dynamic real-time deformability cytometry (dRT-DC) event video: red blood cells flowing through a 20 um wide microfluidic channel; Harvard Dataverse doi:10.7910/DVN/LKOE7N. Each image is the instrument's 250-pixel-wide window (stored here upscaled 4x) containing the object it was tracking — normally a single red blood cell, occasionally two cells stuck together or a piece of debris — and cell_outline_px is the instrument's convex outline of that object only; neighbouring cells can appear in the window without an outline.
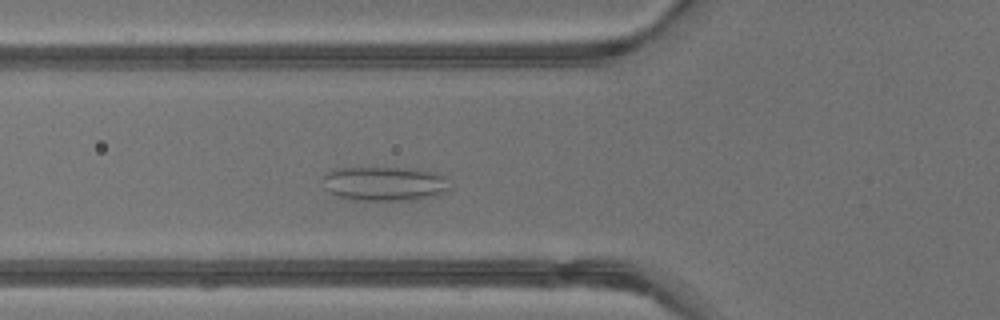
{"species": "common noctule bat (a hibernating species)", "species_latin": "Nyctalus noctula", "temperature_condition": "warm", "stored_images_in_passage": 41, "camera_frame_rate_fps": 3000, "um_per_image_px": 0.085, "animal": {"sex": "male", "body_mass_g": 13.3}, "frame": {"image": 1, "passage_image": 14, "time_ms": 4.333, "image_size_px": [1000, 320], "cell_outline_px": [[452, 188], [436, 196], [408, 200], [356, 200], [340, 196], [328, 192], [324, 188], [324, 176], [328, 172], [336, 168], [412, 168], [432, 172], [444, 176]], "centroid_in_image_um": [32.71, 15.61], "position_along_channel_um": 93.1, "area_um2": 25.32}}
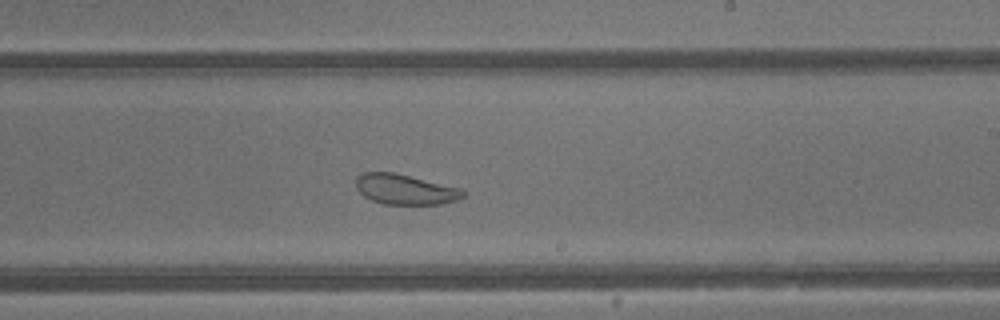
{"frame": {"image": 2, "passage_image": 24, "time_ms": 7.667, "image_size_px": [1000, 320], "cell_outline_px": [[464, 196], [460, 200], [440, 204], [384, 204], [372, 200], [364, 196], [356, 188], [356, 176], [364, 172], [392, 172], [460, 188], [464, 192]], "centroid_in_image_um": [34.42, 16.1], "position_along_channel_um": 254.6, "area_um2": 18.73}}
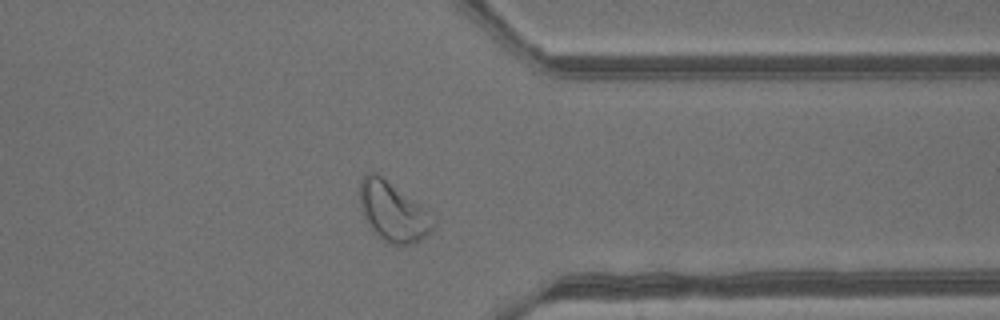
{"frame": {"image": 3, "passage_image": 32, "time_ms": 10.333, "image_size_px": [1000, 320], "cell_outline_px": [[436, 224], [432, 232], [428, 236], [412, 244], [388, 244], [372, 232], [360, 208], [360, 180], [368, 172], [376, 172], [384, 176], [436, 216]], "centroid_in_image_um": [33.45, 17.99], "position_along_channel_um": 378.0, "area_um2": 26.18}, "authors_computed_cell_mechanics": {"area_um2": 27.8018, "velocity_mm_per_s": 4.8308, "shape_relaxation_time_tau1_ms": null, "shape_relaxation_time_tau2_ms": 1.7849, "deformation_change_tau1": null, "deformation_change_tau2": 0.0904}}